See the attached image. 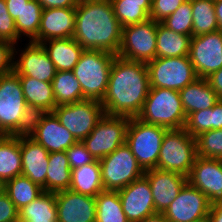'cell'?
Instances as JSON below:
<instances>
[{"mask_svg": "<svg viewBox=\"0 0 222 222\" xmlns=\"http://www.w3.org/2000/svg\"><path fill=\"white\" fill-rule=\"evenodd\" d=\"M149 90L147 65L116 55L101 105L106 115L136 118L141 112Z\"/></svg>", "mask_w": 222, "mask_h": 222, "instance_id": "cell-1", "label": "cell"}, {"mask_svg": "<svg viewBox=\"0 0 222 222\" xmlns=\"http://www.w3.org/2000/svg\"><path fill=\"white\" fill-rule=\"evenodd\" d=\"M85 50H102L117 55L122 26L110 0H78L72 37Z\"/></svg>", "mask_w": 222, "mask_h": 222, "instance_id": "cell-2", "label": "cell"}, {"mask_svg": "<svg viewBox=\"0 0 222 222\" xmlns=\"http://www.w3.org/2000/svg\"><path fill=\"white\" fill-rule=\"evenodd\" d=\"M33 113L26 104L18 74L0 76V131L3 135L27 134Z\"/></svg>", "mask_w": 222, "mask_h": 222, "instance_id": "cell-3", "label": "cell"}, {"mask_svg": "<svg viewBox=\"0 0 222 222\" xmlns=\"http://www.w3.org/2000/svg\"><path fill=\"white\" fill-rule=\"evenodd\" d=\"M186 117L179 91L150 87L141 112L136 118L169 130L184 128Z\"/></svg>", "mask_w": 222, "mask_h": 222, "instance_id": "cell-4", "label": "cell"}, {"mask_svg": "<svg viewBox=\"0 0 222 222\" xmlns=\"http://www.w3.org/2000/svg\"><path fill=\"white\" fill-rule=\"evenodd\" d=\"M115 56L102 50L83 51L72 71L80 83L85 99L102 101Z\"/></svg>", "mask_w": 222, "mask_h": 222, "instance_id": "cell-5", "label": "cell"}, {"mask_svg": "<svg viewBox=\"0 0 222 222\" xmlns=\"http://www.w3.org/2000/svg\"><path fill=\"white\" fill-rule=\"evenodd\" d=\"M197 154L196 138L185 128L169 129L162 139L157 168L188 176Z\"/></svg>", "mask_w": 222, "mask_h": 222, "instance_id": "cell-6", "label": "cell"}, {"mask_svg": "<svg viewBox=\"0 0 222 222\" xmlns=\"http://www.w3.org/2000/svg\"><path fill=\"white\" fill-rule=\"evenodd\" d=\"M168 129L130 118L125 143L144 171L157 168L162 139Z\"/></svg>", "mask_w": 222, "mask_h": 222, "instance_id": "cell-7", "label": "cell"}, {"mask_svg": "<svg viewBox=\"0 0 222 222\" xmlns=\"http://www.w3.org/2000/svg\"><path fill=\"white\" fill-rule=\"evenodd\" d=\"M99 162L105 191H119L145 172L126 143Z\"/></svg>", "mask_w": 222, "mask_h": 222, "instance_id": "cell-8", "label": "cell"}, {"mask_svg": "<svg viewBox=\"0 0 222 222\" xmlns=\"http://www.w3.org/2000/svg\"><path fill=\"white\" fill-rule=\"evenodd\" d=\"M146 65L150 87L180 91L198 78L189 56L156 57Z\"/></svg>", "mask_w": 222, "mask_h": 222, "instance_id": "cell-9", "label": "cell"}, {"mask_svg": "<svg viewBox=\"0 0 222 222\" xmlns=\"http://www.w3.org/2000/svg\"><path fill=\"white\" fill-rule=\"evenodd\" d=\"M157 22L149 19L122 27V41L117 56L147 64L156 58Z\"/></svg>", "mask_w": 222, "mask_h": 222, "instance_id": "cell-10", "label": "cell"}, {"mask_svg": "<svg viewBox=\"0 0 222 222\" xmlns=\"http://www.w3.org/2000/svg\"><path fill=\"white\" fill-rule=\"evenodd\" d=\"M52 112L78 142L91 133L105 114L101 102L92 99L59 105Z\"/></svg>", "mask_w": 222, "mask_h": 222, "instance_id": "cell-11", "label": "cell"}, {"mask_svg": "<svg viewBox=\"0 0 222 222\" xmlns=\"http://www.w3.org/2000/svg\"><path fill=\"white\" fill-rule=\"evenodd\" d=\"M129 121L128 117L104 114L82 143L95 160H101L125 144Z\"/></svg>", "mask_w": 222, "mask_h": 222, "instance_id": "cell-12", "label": "cell"}, {"mask_svg": "<svg viewBox=\"0 0 222 222\" xmlns=\"http://www.w3.org/2000/svg\"><path fill=\"white\" fill-rule=\"evenodd\" d=\"M27 135L49 153L66 151L78 142L53 112L35 113Z\"/></svg>", "mask_w": 222, "mask_h": 222, "instance_id": "cell-13", "label": "cell"}, {"mask_svg": "<svg viewBox=\"0 0 222 222\" xmlns=\"http://www.w3.org/2000/svg\"><path fill=\"white\" fill-rule=\"evenodd\" d=\"M189 59L197 77L206 79L222 68V31L192 36Z\"/></svg>", "mask_w": 222, "mask_h": 222, "instance_id": "cell-14", "label": "cell"}, {"mask_svg": "<svg viewBox=\"0 0 222 222\" xmlns=\"http://www.w3.org/2000/svg\"><path fill=\"white\" fill-rule=\"evenodd\" d=\"M210 208L207 196L187 182L163 214L168 222H191L208 218Z\"/></svg>", "mask_w": 222, "mask_h": 222, "instance_id": "cell-15", "label": "cell"}, {"mask_svg": "<svg viewBox=\"0 0 222 222\" xmlns=\"http://www.w3.org/2000/svg\"><path fill=\"white\" fill-rule=\"evenodd\" d=\"M187 182L209 199V204L222 202V159L197 157Z\"/></svg>", "mask_w": 222, "mask_h": 222, "instance_id": "cell-16", "label": "cell"}, {"mask_svg": "<svg viewBox=\"0 0 222 222\" xmlns=\"http://www.w3.org/2000/svg\"><path fill=\"white\" fill-rule=\"evenodd\" d=\"M118 194L129 222H141L156 213L151 187L145 175L119 190Z\"/></svg>", "mask_w": 222, "mask_h": 222, "instance_id": "cell-17", "label": "cell"}, {"mask_svg": "<svg viewBox=\"0 0 222 222\" xmlns=\"http://www.w3.org/2000/svg\"><path fill=\"white\" fill-rule=\"evenodd\" d=\"M144 175L148 178L155 211L158 213H164L167 210L187 183L186 176L158 168L146 170Z\"/></svg>", "mask_w": 222, "mask_h": 222, "instance_id": "cell-18", "label": "cell"}, {"mask_svg": "<svg viewBox=\"0 0 222 222\" xmlns=\"http://www.w3.org/2000/svg\"><path fill=\"white\" fill-rule=\"evenodd\" d=\"M58 222H95V197L79 194L71 190L56 193Z\"/></svg>", "mask_w": 222, "mask_h": 222, "instance_id": "cell-19", "label": "cell"}, {"mask_svg": "<svg viewBox=\"0 0 222 222\" xmlns=\"http://www.w3.org/2000/svg\"><path fill=\"white\" fill-rule=\"evenodd\" d=\"M76 7L43 9L38 36L32 41L72 38L75 32Z\"/></svg>", "mask_w": 222, "mask_h": 222, "instance_id": "cell-20", "label": "cell"}, {"mask_svg": "<svg viewBox=\"0 0 222 222\" xmlns=\"http://www.w3.org/2000/svg\"><path fill=\"white\" fill-rule=\"evenodd\" d=\"M18 75L33 77L39 81L52 82L56 69L41 43L29 42L18 61L13 62Z\"/></svg>", "mask_w": 222, "mask_h": 222, "instance_id": "cell-21", "label": "cell"}, {"mask_svg": "<svg viewBox=\"0 0 222 222\" xmlns=\"http://www.w3.org/2000/svg\"><path fill=\"white\" fill-rule=\"evenodd\" d=\"M22 176L40 185L46 191V174L49 165V152L27 134L20 135Z\"/></svg>", "mask_w": 222, "mask_h": 222, "instance_id": "cell-22", "label": "cell"}, {"mask_svg": "<svg viewBox=\"0 0 222 222\" xmlns=\"http://www.w3.org/2000/svg\"><path fill=\"white\" fill-rule=\"evenodd\" d=\"M25 101L33 114L52 112L56 107L52 82L39 81L33 77L18 75Z\"/></svg>", "mask_w": 222, "mask_h": 222, "instance_id": "cell-23", "label": "cell"}, {"mask_svg": "<svg viewBox=\"0 0 222 222\" xmlns=\"http://www.w3.org/2000/svg\"><path fill=\"white\" fill-rule=\"evenodd\" d=\"M41 44L56 71H72L85 50L73 38L50 39Z\"/></svg>", "mask_w": 222, "mask_h": 222, "instance_id": "cell-24", "label": "cell"}, {"mask_svg": "<svg viewBox=\"0 0 222 222\" xmlns=\"http://www.w3.org/2000/svg\"><path fill=\"white\" fill-rule=\"evenodd\" d=\"M179 92L186 116L193 112L211 108L220 100L207 79L200 77Z\"/></svg>", "mask_w": 222, "mask_h": 222, "instance_id": "cell-25", "label": "cell"}, {"mask_svg": "<svg viewBox=\"0 0 222 222\" xmlns=\"http://www.w3.org/2000/svg\"><path fill=\"white\" fill-rule=\"evenodd\" d=\"M22 174L20 135L0 138V179L5 183Z\"/></svg>", "mask_w": 222, "mask_h": 222, "instance_id": "cell-26", "label": "cell"}, {"mask_svg": "<svg viewBox=\"0 0 222 222\" xmlns=\"http://www.w3.org/2000/svg\"><path fill=\"white\" fill-rule=\"evenodd\" d=\"M69 190L92 197H96L100 192L104 191L99 160L72 169Z\"/></svg>", "mask_w": 222, "mask_h": 222, "instance_id": "cell-27", "label": "cell"}, {"mask_svg": "<svg viewBox=\"0 0 222 222\" xmlns=\"http://www.w3.org/2000/svg\"><path fill=\"white\" fill-rule=\"evenodd\" d=\"M72 169L66 151L49 153V165L46 174V192L57 193L69 190Z\"/></svg>", "mask_w": 222, "mask_h": 222, "instance_id": "cell-28", "label": "cell"}, {"mask_svg": "<svg viewBox=\"0 0 222 222\" xmlns=\"http://www.w3.org/2000/svg\"><path fill=\"white\" fill-rule=\"evenodd\" d=\"M156 57L170 58L188 56L191 36L174 32L157 22Z\"/></svg>", "mask_w": 222, "mask_h": 222, "instance_id": "cell-29", "label": "cell"}, {"mask_svg": "<svg viewBox=\"0 0 222 222\" xmlns=\"http://www.w3.org/2000/svg\"><path fill=\"white\" fill-rule=\"evenodd\" d=\"M20 222H58L56 193L44 191L40 196L19 210Z\"/></svg>", "mask_w": 222, "mask_h": 222, "instance_id": "cell-30", "label": "cell"}, {"mask_svg": "<svg viewBox=\"0 0 222 222\" xmlns=\"http://www.w3.org/2000/svg\"><path fill=\"white\" fill-rule=\"evenodd\" d=\"M184 128L193 138L208 130L222 129V100L211 108L188 114Z\"/></svg>", "mask_w": 222, "mask_h": 222, "instance_id": "cell-31", "label": "cell"}, {"mask_svg": "<svg viewBox=\"0 0 222 222\" xmlns=\"http://www.w3.org/2000/svg\"><path fill=\"white\" fill-rule=\"evenodd\" d=\"M52 87L56 106L85 100L80 83L73 71H56Z\"/></svg>", "mask_w": 222, "mask_h": 222, "instance_id": "cell-32", "label": "cell"}, {"mask_svg": "<svg viewBox=\"0 0 222 222\" xmlns=\"http://www.w3.org/2000/svg\"><path fill=\"white\" fill-rule=\"evenodd\" d=\"M5 192L17 209L20 210L40 196L44 190L28 177L20 175L6 182Z\"/></svg>", "mask_w": 222, "mask_h": 222, "instance_id": "cell-33", "label": "cell"}, {"mask_svg": "<svg viewBox=\"0 0 222 222\" xmlns=\"http://www.w3.org/2000/svg\"><path fill=\"white\" fill-rule=\"evenodd\" d=\"M192 36L211 33L219 30L216 19L214 0H191Z\"/></svg>", "mask_w": 222, "mask_h": 222, "instance_id": "cell-34", "label": "cell"}, {"mask_svg": "<svg viewBox=\"0 0 222 222\" xmlns=\"http://www.w3.org/2000/svg\"><path fill=\"white\" fill-rule=\"evenodd\" d=\"M95 222H129L120 201L118 191H102L96 197Z\"/></svg>", "mask_w": 222, "mask_h": 222, "instance_id": "cell-35", "label": "cell"}, {"mask_svg": "<svg viewBox=\"0 0 222 222\" xmlns=\"http://www.w3.org/2000/svg\"><path fill=\"white\" fill-rule=\"evenodd\" d=\"M43 7L37 0H30L24 4L19 17L15 20L17 35H26L32 42L37 36L40 27Z\"/></svg>", "mask_w": 222, "mask_h": 222, "instance_id": "cell-36", "label": "cell"}, {"mask_svg": "<svg viewBox=\"0 0 222 222\" xmlns=\"http://www.w3.org/2000/svg\"><path fill=\"white\" fill-rule=\"evenodd\" d=\"M114 15L121 26L142 23L150 19V11L141 3L110 0Z\"/></svg>", "mask_w": 222, "mask_h": 222, "instance_id": "cell-37", "label": "cell"}, {"mask_svg": "<svg viewBox=\"0 0 222 222\" xmlns=\"http://www.w3.org/2000/svg\"><path fill=\"white\" fill-rule=\"evenodd\" d=\"M160 23L169 30L192 37L193 19L191 0L185 1Z\"/></svg>", "mask_w": 222, "mask_h": 222, "instance_id": "cell-38", "label": "cell"}, {"mask_svg": "<svg viewBox=\"0 0 222 222\" xmlns=\"http://www.w3.org/2000/svg\"><path fill=\"white\" fill-rule=\"evenodd\" d=\"M198 157L222 159V129L208 130L196 137Z\"/></svg>", "mask_w": 222, "mask_h": 222, "instance_id": "cell-39", "label": "cell"}, {"mask_svg": "<svg viewBox=\"0 0 222 222\" xmlns=\"http://www.w3.org/2000/svg\"><path fill=\"white\" fill-rule=\"evenodd\" d=\"M18 39L15 21L9 14L6 1L0 0V41H8L14 45Z\"/></svg>", "mask_w": 222, "mask_h": 222, "instance_id": "cell-40", "label": "cell"}, {"mask_svg": "<svg viewBox=\"0 0 222 222\" xmlns=\"http://www.w3.org/2000/svg\"><path fill=\"white\" fill-rule=\"evenodd\" d=\"M187 0H152L150 19L161 22Z\"/></svg>", "mask_w": 222, "mask_h": 222, "instance_id": "cell-41", "label": "cell"}, {"mask_svg": "<svg viewBox=\"0 0 222 222\" xmlns=\"http://www.w3.org/2000/svg\"><path fill=\"white\" fill-rule=\"evenodd\" d=\"M66 155L71 169H76L95 161V158L86 149V146L82 143V141L77 142L67 149Z\"/></svg>", "mask_w": 222, "mask_h": 222, "instance_id": "cell-42", "label": "cell"}, {"mask_svg": "<svg viewBox=\"0 0 222 222\" xmlns=\"http://www.w3.org/2000/svg\"><path fill=\"white\" fill-rule=\"evenodd\" d=\"M15 45L8 41H0V76L13 71Z\"/></svg>", "mask_w": 222, "mask_h": 222, "instance_id": "cell-43", "label": "cell"}, {"mask_svg": "<svg viewBox=\"0 0 222 222\" xmlns=\"http://www.w3.org/2000/svg\"><path fill=\"white\" fill-rule=\"evenodd\" d=\"M19 220V210L6 192L0 195V222Z\"/></svg>", "mask_w": 222, "mask_h": 222, "instance_id": "cell-44", "label": "cell"}, {"mask_svg": "<svg viewBox=\"0 0 222 222\" xmlns=\"http://www.w3.org/2000/svg\"><path fill=\"white\" fill-rule=\"evenodd\" d=\"M43 7L46 8H65L76 7L78 0H37Z\"/></svg>", "mask_w": 222, "mask_h": 222, "instance_id": "cell-45", "label": "cell"}, {"mask_svg": "<svg viewBox=\"0 0 222 222\" xmlns=\"http://www.w3.org/2000/svg\"><path fill=\"white\" fill-rule=\"evenodd\" d=\"M211 88L216 92L218 97L222 100V68L212 73L207 78Z\"/></svg>", "mask_w": 222, "mask_h": 222, "instance_id": "cell-46", "label": "cell"}, {"mask_svg": "<svg viewBox=\"0 0 222 222\" xmlns=\"http://www.w3.org/2000/svg\"><path fill=\"white\" fill-rule=\"evenodd\" d=\"M9 14L14 21L19 17L24 4H27L30 0H5Z\"/></svg>", "mask_w": 222, "mask_h": 222, "instance_id": "cell-47", "label": "cell"}, {"mask_svg": "<svg viewBox=\"0 0 222 222\" xmlns=\"http://www.w3.org/2000/svg\"><path fill=\"white\" fill-rule=\"evenodd\" d=\"M209 222H222V202L211 206L208 214Z\"/></svg>", "mask_w": 222, "mask_h": 222, "instance_id": "cell-48", "label": "cell"}, {"mask_svg": "<svg viewBox=\"0 0 222 222\" xmlns=\"http://www.w3.org/2000/svg\"><path fill=\"white\" fill-rule=\"evenodd\" d=\"M214 9L219 30L222 31V0H214Z\"/></svg>", "mask_w": 222, "mask_h": 222, "instance_id": "cell-49", "label": "cell"}, {"mask_svg": "<svg viewBox=\"0 0 222 222\" xmlns=\"http://www.w3.org/2000/svg\"><path fill=\"white\" fill-rule=\"evenodd\" d=\"M141 222H168L167 219L165 218L163 213H154L152 215H149L146 217L144 220Z\"/></svg>", "mask_w": 222, "mask_h": 222, "instance_id": "cell-50", "label": "cell"}, {"mask_svg": "<svg viewBox=\"0 0 222 222\" xmlns=\"http://www.w3.org/2000/svg\"><path fill=\"white\" fill-rule=\"evenodd\" d=\"M124 2H132V3H141L143 4L149 11L151 10V2L152 0H122Z\"/></svg>", "mask_w": 222, "mask_h": 222, "instance_id": "cell-51", "label": "cell"}, {"mask_svg": "<svg viewBox=\"0 0 222 222\" xmlns=\"http://www.w3.org/2000/svg\"><path fill=\"white\" fill-rule=\"evenodd\" d=\"M6 183L0 179V195L5 192Z\"/></svg>", "mask_w": 222, "mask_h": 222, "instance_id": "cell-52", "label": "cell"}, {"mask_svg": "<svg viewBox=\"0 0 222 222\" xmlns=\"http://www.w3.org/2000/svg\"><path fill=\"white\" fill-rule=\"evenodd\" d=\"M191 222H209V221H208V218H204V219L195 220V221H191Z\"/></svg>", "mask_w": 222, "mask_h": 222, "instance_id": "cell-53", "label": "cell"}, {"mask_svg": "<svg viewBox=\"0 0 222 222\" xmlns=\"http://www.w3.org/2000/svg\"><path fill=\"white\" fill-rule=\"evenodd\" d=\"M4 135L1 133V131H0V138H2Z\"/></svg>", "mask_w": 222, "mask_h": 222, "instance_id": "cell-54", "label": "cell"}]
</instances>
